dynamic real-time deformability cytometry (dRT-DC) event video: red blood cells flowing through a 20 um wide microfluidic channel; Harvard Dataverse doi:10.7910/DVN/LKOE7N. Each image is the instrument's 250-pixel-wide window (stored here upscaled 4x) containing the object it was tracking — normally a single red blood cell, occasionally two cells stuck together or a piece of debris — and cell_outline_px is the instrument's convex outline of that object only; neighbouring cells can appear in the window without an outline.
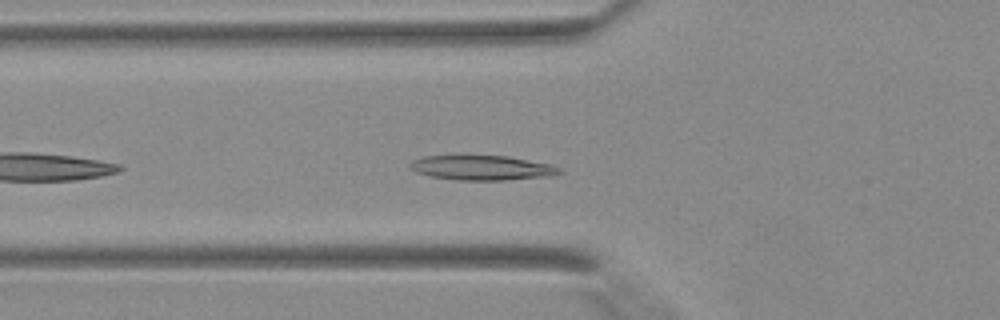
{"species": "Egyptian fruit bat (a non-hibernating species)", "species_latin": "Rousettus aegyptiacus", "temperature_condition": "warm", "stored_images_in_passage": 28, "camera_frame_rate_fps": 3000, "um_per_image_px": 0.085, "animal": {"sex": "female"}, "frame": {"image": 1, "passage_image": 2, "time_ms": 0.333, "image_size_px": [1000, 320], "cell_outline_px": [[564, 172], [548, 176], [504, 180], [456, 180], [432, 176], [416, 172], [408, 168], [408, 164], [412, 160], [424, 156], [504, 156], [552, 164], [560, 168]], "centroid_in_image_um": [40.94, 14.26], "position_along_channel_um": 84.9, "area_um2": 21.39}}
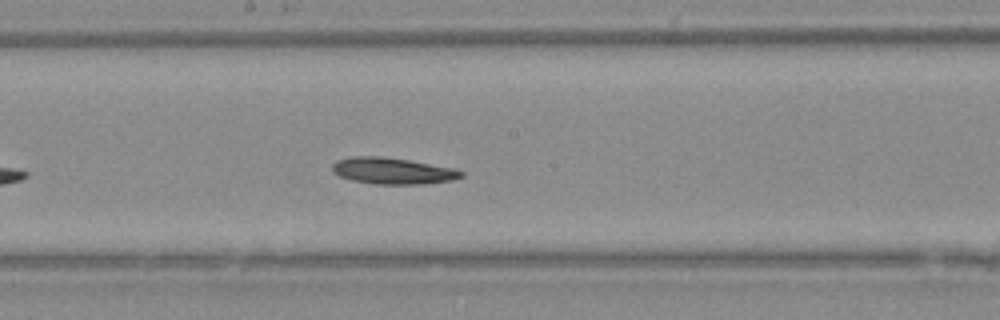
{"frame": {"image": 2, "passage_image": 10, "time_ms": 3.0, "image_size_px": [1000, 320], "cell_outline_px": [[464, 176], [452, 180], [424, 184], [376, 184], [352, 180], [340, 176], [332, 172], [332, 164], [336, 160], [352, 156], [380, 156], [408, 160], [456, 168], [464, 172]], "centroid_in_image_um": [33.38, 14.52], "position_along_channel_um": 214.8, "area_um2": 19.94}}
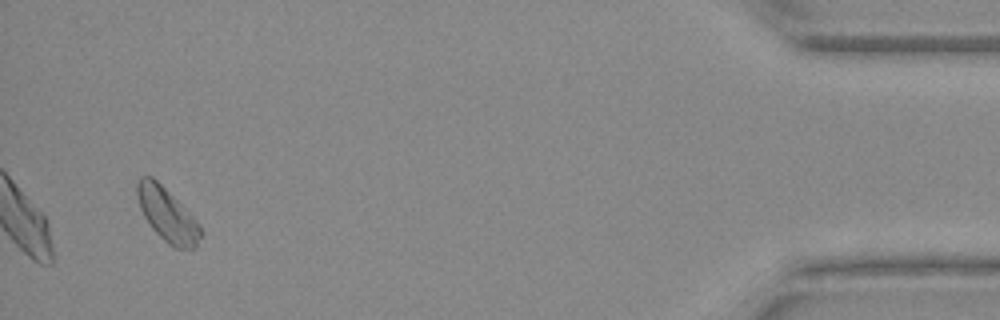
{"frame": {"image": 3, "passage_image": 27, "time_ms": 8.667, "image_size_px": [1000, 320], "cell_outline_px": [[204, 232], [196, 248], [172, 248], [152, 228], [144, 216], [140, 208], [136, 192], [136, 180], [140, 176], [152, 176], [200, 224]], "centroid_in_image_um": [14.22, 18.27], "position_along_channel_um": 421.0, "area_um2": 19.65}}